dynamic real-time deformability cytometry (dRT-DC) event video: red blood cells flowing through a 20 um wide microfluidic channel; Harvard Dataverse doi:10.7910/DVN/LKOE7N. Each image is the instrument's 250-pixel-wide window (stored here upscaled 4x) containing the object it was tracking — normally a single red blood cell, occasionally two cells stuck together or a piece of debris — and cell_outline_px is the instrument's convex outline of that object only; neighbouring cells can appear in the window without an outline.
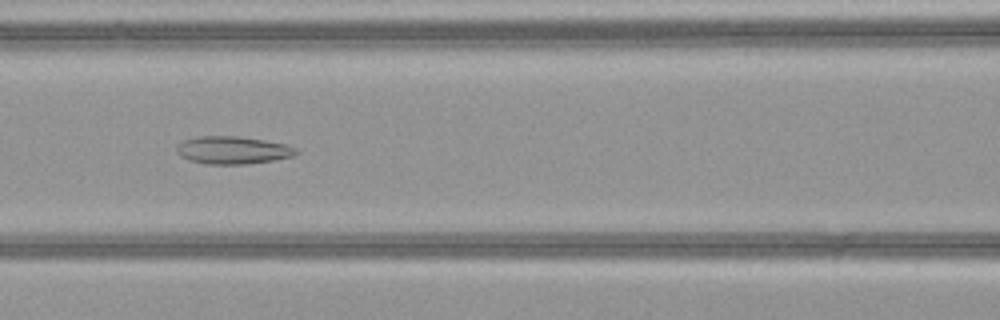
{"species": "common noctule bat (a hibernating species)", "species_latin": "Nyctalus noctula", "temperature_condition": "warm", "stored_images_in_passage": 51, "camera_frame_rate_fps": 3000, "um_per_image_px": 0.085, "animal": {"sex": "female", "body_mass_g": 21.9}, "frame": {"image": 1, "passage_image": 23, "time_ms": 7.333, "image_size_px": [1000, 320], "cell_outline_px": [[300, 152], [292, 156], [272, 160], [248, 164], [208, 164], [188, 160], [180, 156], [176, 152], [176, 148], [184, 140], [200, 136], [236, 136], [264, 140], [284, 144], [296, 148]], "centroid_in_image_um": [19.77, 12.77], "position_along_channel_um": 146.8, "area_um2": 19.13}}
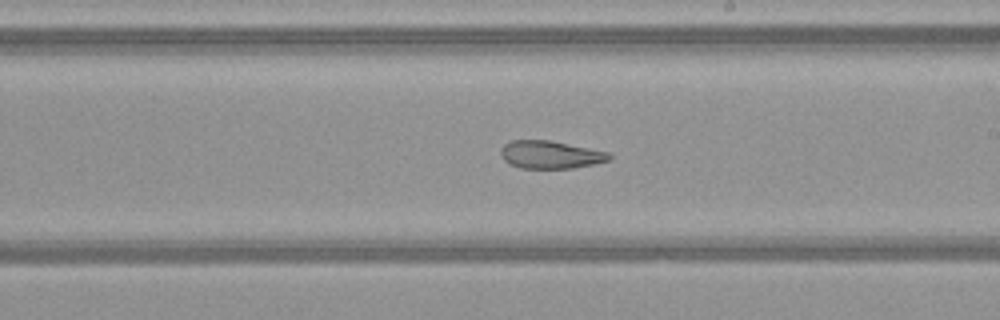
{"frame": {"image": 2, "passage_image": 30, "time_ms": 9.667, "image_size_px": [1000, 320], "cell_outline_px": [[612, 156], [608, 160], [596, 164], [572, 168], [520, 168], [508, 164], [500, 156], [500, 148], [504, 144], [512, 140], [552, 140], [608, 152]], "centroid_in_image_um": [46.75, 13.14], "position_along_channel_um": 242.3, "area_um2": 17.74}}
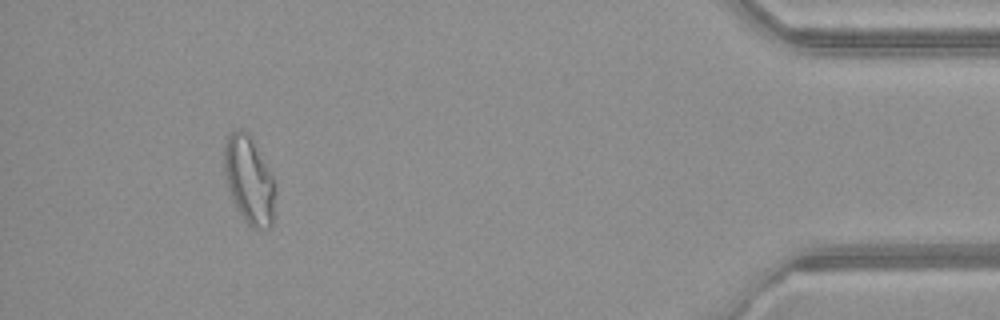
{"frame": {"image": 3, "passage_image": 47, "time_ms": 15.333, "image_size_px": [1000, 320], "cell_outline_px": [[276, 196], [272, 228], [252, 228], [244, 220], [232, 200], [228, 188], [224, 168], [224, 144], [228, 136], [236, 128], [244, 132], [248, 136], [268, 168], [272, 176], [276, 188]], "centroid_in_image_um": [21.19, 15.39], "position_along_channel_um": 414.0, "area_um2": 25.72}, "authors_computed_cell_mechanics": {"area_um2": 23.5824, "velocity_mm_per_s": 4.1016, "shape_relaxation_time_tau1_ms": null, "shape_relaxation_time_tau2_ms": 2.6096, "deformation_change_tau1": null, "deformation_change_tau2": 0.1102}}